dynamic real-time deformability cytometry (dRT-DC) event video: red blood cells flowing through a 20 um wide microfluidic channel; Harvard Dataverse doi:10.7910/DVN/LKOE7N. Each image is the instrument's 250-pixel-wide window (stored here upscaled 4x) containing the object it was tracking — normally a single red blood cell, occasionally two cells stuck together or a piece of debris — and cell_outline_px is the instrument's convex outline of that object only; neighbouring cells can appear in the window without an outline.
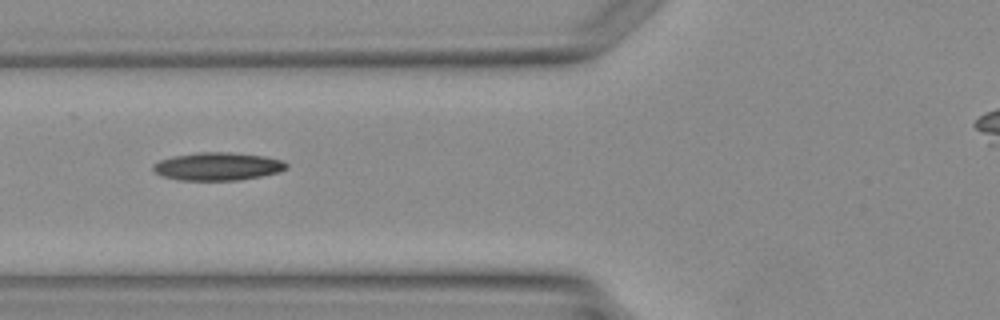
{"species": "Egyptian fruit bat (a non-hibernating species)", "species_latin": "Rousettus aegyptiacus", "temperature_condition": "warm", "stored_images_in_passage": 4, "camera_frame_rate_fps": 3000, "um_per_image_px": 0.085, "animal": {"sex": "female"}, "frame": {"image": 1, "passage_image": 2, "time_ms": 1.0, "image_size_px": [1000, 320], "cell_outline_px": [[288, 168], [276, 172], [260, 176], [236, 180], [180, 180], [160, 176], [152, 168], [152, 164], [160, 160], [172, 156], [200, 152], [228, 152], [264, 156], [284, 160], [288, 164]], "centroid_in_image_um": [18.48, 14.14], "position_along_channel_um": 107.3, "area_um2": 21.68}}